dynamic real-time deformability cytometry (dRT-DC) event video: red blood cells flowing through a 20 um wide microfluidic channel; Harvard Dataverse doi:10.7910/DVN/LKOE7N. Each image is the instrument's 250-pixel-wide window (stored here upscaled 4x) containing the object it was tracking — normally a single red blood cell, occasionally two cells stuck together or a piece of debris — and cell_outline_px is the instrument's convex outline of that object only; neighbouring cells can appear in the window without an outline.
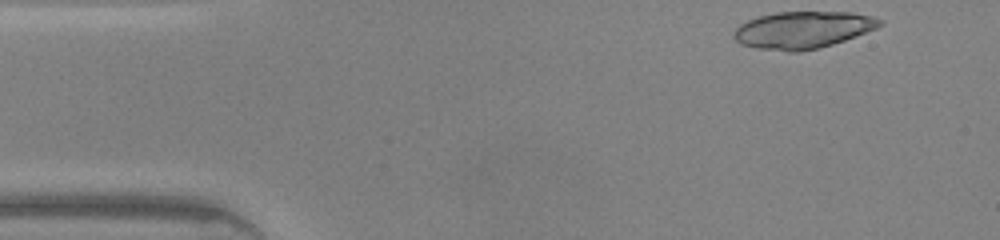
{"species": "common noctule bat (a hibernating species)", "species_latin": "Nyctalus noctula", "temperature_condition": "warm", "stored_images_in_passage": 42, "camera_frame_rate_fps": 3000, "um_per_image_px": 0.085, "animal": {"sex": "male", "body_mass_g": 20.0, "forearm_length_mm": 53.3}, "frame": {"image": 1, "passage_image": 1, "time_ms": 0.0, "image_size_px": [1000, 240], "cell_outline_px": [[884, 24], [876, 28], [844, 40], [832, 44], [800, 52], [788, 52], [756, 48], [740, 44], [732, 36], [736, 28], [740, 24], [748, 20], [760, 16], [776, 12], [852, 12], [872, 16], [884, 20]], "centroid_in_image_um": [68.23, 2.54], "position_along_channel_um": 16.8, "area_um2": 31.5}}